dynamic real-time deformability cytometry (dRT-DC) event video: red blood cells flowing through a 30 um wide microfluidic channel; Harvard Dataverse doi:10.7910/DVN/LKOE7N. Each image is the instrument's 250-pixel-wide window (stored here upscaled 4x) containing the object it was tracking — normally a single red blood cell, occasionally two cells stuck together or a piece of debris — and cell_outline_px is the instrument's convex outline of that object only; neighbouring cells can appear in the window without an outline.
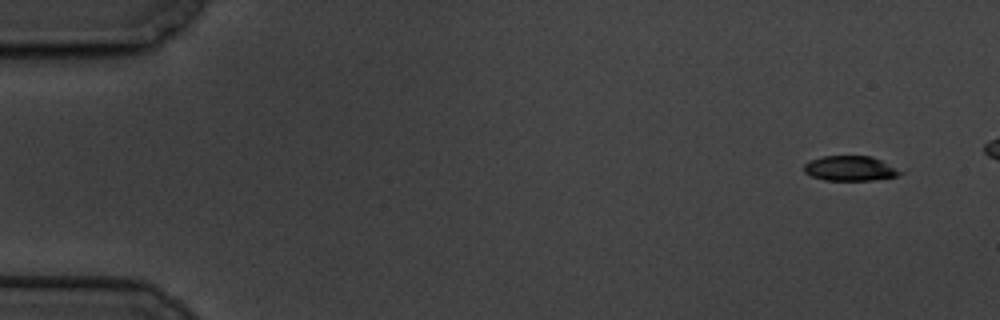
{"species": "common noctule bat (a hibernating species)", "species_latin": "Nyctalus noctula", "temperature_condition": "cold", "stored_images_in_passage": 6, "camera_frame_rate_fps": 3000, "um_per_image_px": 0.085, "animal": {"sex": "male", "body_mass_g": 19.5, "forearm_length_mm": 54.6}, "frame": {"image": 1, "passage_image": 1, "time_ms": 0.0, "image_size_px": [1000, 320], "cell_outline_px": [[908, 168], [900, 176], [872, 180], [824, 180], [812, 176], [804, 172], [804, 164], [808, 160], [824, 156], [872, 156]], "centroid_in_image_um": [72.43, 14.3], "position_along_channel_um": 12.6, "area_um2": 14.68}}